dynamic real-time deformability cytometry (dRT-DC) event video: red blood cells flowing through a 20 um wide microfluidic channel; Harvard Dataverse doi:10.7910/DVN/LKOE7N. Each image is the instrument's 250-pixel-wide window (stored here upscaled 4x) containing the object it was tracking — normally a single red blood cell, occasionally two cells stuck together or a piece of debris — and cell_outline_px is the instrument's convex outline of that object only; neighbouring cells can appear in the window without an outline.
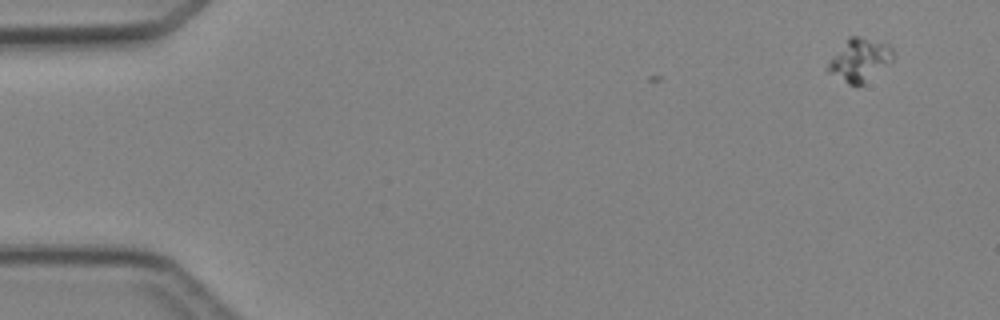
{"species": "Egyptian fruit bat (a non-hibernating species)", "species_latin": "Rousettus aegyptiacus", "temperature_condition": "cold", "stored_images_in_passage": 4, "camera_frame_rate_fps": 3000, "um_per_image_px": 0.085, "animal": {"sex": "female"}, "frame": {"image": 1, "passage_image": 1, "time_ms": 0.0, "image_size_px": [1000, 320], "cell_outline_px": [[892, 60], [856, 88], [848, 84], [828, 72], [828, 64], [848, 36], [856, 36], [888, 44], [892, 48]], "centroid_in_image_um": [73.04, 5.1], "position_along_channel_um": 12.0, "area_um2": 15.61}}
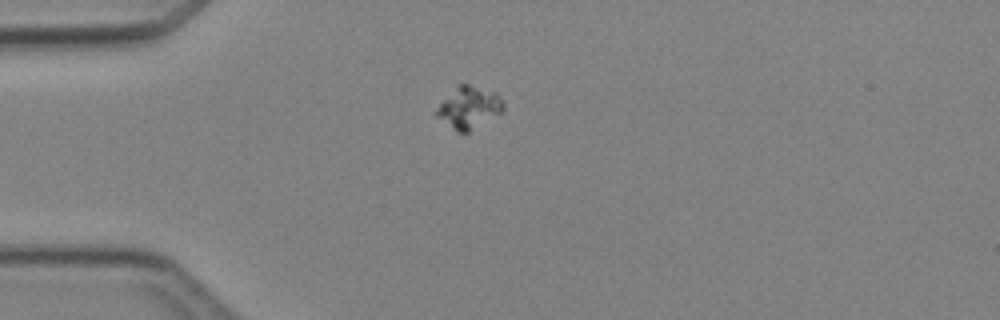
{"frame": {"image": 2, "passage_image": 3, "time_ms": 3.333, "image_size_px": [1000, 320], "cell_outline_px": [[504, 108], [500, 112], [468, 132], [456, 132], [436, 116], [432, 112], [460, 84], [468, 84], [496, 92], [500, 96], [504, 104]], "centroid_in_image_um": [39.84, 9.15], "position_along_channel_um": 45.2, "area_um2": 15.95}}